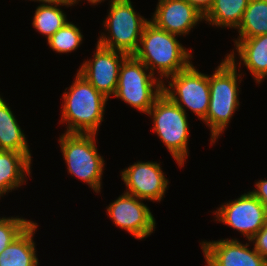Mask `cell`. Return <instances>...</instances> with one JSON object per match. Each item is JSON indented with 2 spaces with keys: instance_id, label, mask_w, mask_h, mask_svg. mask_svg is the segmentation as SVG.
<instances>
[{
  "instance_id": "52a82bcc",
  "label": "cell",
  "mask_w": 267,
  "mask_h": 266,
  "mask_svg": "<svg viewBox=\"0 0 267 266\" xmlns=\"http://www.w3.org/2000/svg\"><path fill=\"white\" fill-rule=\"evenodd\" d=\"M163 84L164 82L156 75L154 77L143 62L134 55H128L121 64L114 96L147 114L163 93Z\"/></svg>"
},
{
  "instance_id": "30bf717a",
  "label": "cell",
  "mask_w": 267,
  "mask_h": 266,
  "mask_svg": "<svg viewBox=\"0 0 267 266\" xmlns=\"http://www.w3.org/2000/svg\"><path fill=\"white\" fill-rule=\"evenodd\" d=\"M143 199L122 193L106 210L113 223L134 238L142 240L155 231L156 221Z\"/></svg>"
},
{
  "instance_id": "6da1fadb",
  "label": "cell",
  "mask_w": 267,
  "mask_h": 266,
  "mask_svg": "<svg viewBox=\"0 0 267 266\" xmlns=\"http://www.w3.org/2000/svg\"><path fill=\"white\" fill-rule=\"evenodd\" d=\"M176 37L149 21L143 29L139 47L133 54L153 75L157 71L162 82L192 63L191 50L184 48Z\"/></svg>"
},
{
  "instance_id": "ba28073f",
  "label": "cell",
  "mask_w": 267,
  "mask_h": 266,
  "mask_svg": "<svg viewBox=\"0 0 267 266\" xmlns=\"http://www.w3.org/2000/svg\"><path fill=\"white\" fill-rule=\"evenodd\" d=\"M163 84V93L186 112L190 109L200 120L208 113L210 90L209 75L201 73L191 63L186 69L171 75Z\"/></svg>"
},
{
  "instance_id": "83f0119b",
  "label": "cell",
  "mask_w": 267,
  "mask_h": 266,
  "mask_svg": "<svg viewBox=\"0 0 267 266\" xmlns=\"http://www.w3.org/2000/svg\"><path fill=\"white\" fill-rule=\"evenodd\" d=\"M31 1H37V2H40V3H51V2H55V1H59V0H31Z\"/></svg>"
},
{
  "instance_id": "4316f807",
  "label": "cell",
  "mask_w": 267,
  "mask_h": 266,
  "mask_svg": "<svg viewBox=\"0 0 267 266\" xmlns=\"http://www.w3.org/2000/svg\"><path fill=\"white\" fill-rule=\"evenodd\" d=\"M70 2L74 4H78L81 0H69ZM88 3L90 4H93V5H96L98 3L101 4L102 1H105V0H86ZM113 1V0H110V2Z\"/></svg>"
},
{
  "instance_id": "9a60e30c",
  "label": "cell",
  "mask_w": 267,
  "mask_h": 266,
  "mask_svg": "<svg viewBox=\"0 0 267 266\" xmlns=\"http://www.w3.org/2000/svg\"><path fill=\"white\" fill-rule=\"evenodd\" d=\"M234 43L240 63L235 59L234 50L226 54L233 64L239 68L242 64L246 66L258 84L264 81V78L267 79V34L253 38L236 39Z\"/></svg>"
},
{
  "instance_id": "d4e9b609",
  "label": "cell",
  "mask_w": 267,
  "mask_h": 266,
  "mask_svg": "<svg viewBox=\"0 0 267 266\" xmlns=\"http://www.w3.org/2000/svg\"><path fill=\"white\" fill-rule=\"evenodd\" d=\"M255 188L254 190H250V192L257 198L259 199L263 205L267 209V179L264 180H259L258 182L255 183Z\"/></svg>"
},
{
  "instance_id": "8fae6325",
  "label": "cell",
  "mask_w": 267,
  "mask_h": 266,
  "mask_svg": "<svg viewBox=\"0 0 267 266\" xmlns=\"http://www.w3.org/2000/svg\"><path fill=\"white\" fill-rule=\"evenodd\" d=\"M127 56L97 43L93 59L84 61L77 72L109 99L116 93L119 70Z\"/></svg>"
},
{
  "instance_id": "ac0fdd59",
  "label": "cell",
  "mask_w": 267,
  "mask_h": 266,
  "mask_svg": "<svg viewBox=\"0 0 267 266\" xmlns=\"http://www.w3.org/2000/svg\"><path fill=\"white\" fill-rule=\"evenodd\" d=\"M0 150L24 153L31 161L32 156L23 130L17 119L0 96Z\"/></svg>"
},
{
  "instance_id": "7402d4cb",
  "label": "cell",
  "mask_w": 267,
  "mask_h": 266,
  "mask_svg": "<svg viewBox=\"0 0 267 266\" xmlns=\"http://www.w3.org/2000/svg\"><path fill=\"white\" fill-rule=\"evenodd\" d=\"M83 41L81 30L72 22H67L61 29L57 30L47 44L51 50L58 53H71L75 51Z\"/></svg>"
},
{
  "instance_id": "ffe728a7",
  "label": "cell",
  "mask_w": 267,
  "mask_h": 266,
  "mask_svg": "<svg viewBox=\"0 0 267 266\" xmlns=\"http://www.w3.org/2000/svg\"><path fill=\"white\" fill-rule=\"evenodd\" d=\"M249 0H214L204 20L211 26L238 29Z\"/></svg>"
},
{
  "instance_id": "5b68a950",
  "label": "cell",
  "mask_w": 267,
  "mask_h": 266,
  "mask_svg": "<svg viewBox=\"0 0 267 266\" xmlns=\"http://www.w3.org/2000/svg\"><path fill=\"white\" fill-rule=\"evenodd\" d=\"M187 113L162 93L147 115L153 119V132L161 139L179 167L188 158L189 122Z\"/></svg>"
},
{
  "instance_id": "44dd1931",
  "label": "cell",
  "mask_w": 267,
  "mask_h": 266,
  "mask_svg": "<svg viewBox=\"0 0 267 266\" xmlns=\"http://www.w3.org/2000/svg\"><path fill=\"white\" fill-rule=\"evenodd\" d=\"M237 30V39L267 34V0H249Z\"/></svg>"
},
{
  "instance_id": "8992f818",
  "label": "cell",
  "mask_w": 267,
  "mask_h": 266,
  "mask_svg": "<svg viewBox=\"0 0 267 266\" xmlns=\"http://www.w3.org/2000/svg\"><path fill=\"white\" fill-rule=\"evenodd\" d=\"M109 5L108 15L103 21L108 32H102L97 43L133 55L139 47L143 29L150 20L135 12L131 0H113Z\"/></svg>"
},
{
  "instance_id": "3957f363",
  "label": "cell",
  "mask_w": 267,
  "mask_h": 266,
  "mask_svg": "<svg viewBox=\"0 0 267 266\" xmlns=\"http://www.w3.org/2000/svg\"><path fill=\"white\" fill-rule=\"evenodd\" d=\"M236 67L226 56L215 68L213 75H209L210 101L208 113L203 122L211 132L210 145L221 136L237 111L236 109H239V89L241 88L238 84L242 81V74Z\"/></svg>"
},
{
  "instance_id": "9c48e42d",
  "label": "cell",
  "mask_w": 267,
  "mask_h": 266,
  "mask_svg": "<svg viewBox=\"0 0 267 266\" xmlns=\"http://www.w3.org/2000/svg\"><path fill=\"white\" fill-rule=\"evenodd\" d=\"M216 221L244 235L254 237L267 224V209L250 191L223 203L216 211Z\"/></svg>"
},
{
  "instance_id": "277c9868",
  "label": "cell",
  "mask_w": 267,
  "mask_h": 266,
  "mask_svg": "<svg viewBox=\"0 0 267 266\" xmlns=\"http://www.w3.org/2000/svg\"><path fill=\"white\" fill-rule=\"evenodd\" d=\"M58 142L69 174L99 193L105 161L96 148V134L63 133Z\"/></svg>"
},
{
  "instance_id": "d6986e66",
  "label": "cell",
  "mask_w": 267,
  "mask_h": 266,
  "mask_svg": "<svg viewBox=\"0 0 267 266\" xmlns=\"http://www.w3.org/2000/svg\"><path fill=\"white\" fill-rule=\"evenodd\" d=\"M61 6L71 7L73 3L69 0H59L51 3H40L36 7L32 26L40 34L45 35L47 39L68 22L66 14L60 8Z\"/></svg>"
},
{
  "instance_id": "7a4b0ae2",
  "label": "cell",
  "mask_w": 267,
  "mask_h": 266,
  "mask_svg": "<svg viewBox=\"0 0 267 266\" xmlns=\"http://www.w3.org/2000/svg\"><path fill=\"white\" fill-rule=\"evenodd\" d=\"M62 117L65 133L97 134L104 121V112L108 98L93 87L78 72L69 91L63 93Z\"/></svg>"
},
{
  "instance_id": "2e32d148",
  "label": "cell",
  "mask_w": 267,
  "mask_h": 266,
  "mask_svg": "<svg viewBox=\"0 0 267 266\" xmlns=\"http://www.w3.org/2000/svg\"><path fill=\"white\" fill-rule=\"evenodd\" d=\"M31 163L24 153L0 150V197L26 182Z\"/></svg>"
},
{
  "instance_id": "484cf974",
  "label": "cell",
  "mask_w": 267,
  "mask_h": 266,
  "mask_svg": "<svg viewBox=\"0 0 267 266\" xmlns=\"http://www.w3.org/2000/svg\"><path fill=\"white\" fill-rule=\"evenodd\" d=\"M186 1L192 6H194L203 15H205L211 8L214 0H186Z\"/></svg>"
},
{
  "instance_id": "7c38bea8",
  "label": "cell",
  "mask_w": 267,
  "mask_h": 266,
  "mask_svg": "<svg viewBox=\"0 0 267 266\" xmlns=\"http://www.w3.org/2000/svg\"><path fill=\"white\" fill-rule=\"evenodd\" d=\"M127 194L143 200L160 202L168 188V179L157 162L137 161L121 171Z\"/></svg>"
},
{
  "instance_id": "cb8c5ba5",
  "label": "cell",
  "mask_w": 267,
  "mask_h": 266,
  "mask_svg": "<svg viewBox=\"0 0 267 266\" xmlns=\"http://www.w3.org/2000/svg\"><path fill=\"white\" fill-rule=\"evenodd\" d=\"M248 242L253 243L254 249L267 260V224Z\"/></svg>"
},
{
  "instance_id": "4fadbf2b",
  "label": "cell",
  "mask_w": 267,
  "mask_h": 266,
  "mask_svg": "<svg viewBox=\"0 0 267 266\" xmlns=\"http://www.w3.org/2000/svg\"><path fill=\"white\" fill-rule=\"evenodd\" d=\"M206 266H267L262 257L249 243L242 244L237 239H221L218 241H202Z\"/></svg>"
},
{
  "instance_id": "e0dca14e",
  "label": "cell",
  "mask_w": 267,
  "mask_h": 266,
  "mask_svg": "<svg viewBox=\"0 0 267 266\" xmlns=\"http://www.w3.org/2000/svg\"><path fill=\"white\" fill-rule=\"evenodd\" d=\"M38 224L32 222L5 250L0 254V266H38L34 233Z\"/></svg>"
},
{
  "instance_id": "603a6c76",
  "label": "cell",
  "mask_w": 267,
  "mask_h": 266,
  "mask_svg": "<svg viewBox=\"0 0 267 266\" xmlns=\"http://www.w3.org/2000/svg\"><path fill=\"white\" fill-rule=\"evenodd\" d=\"M33 221L21 217H0V254Z\"/></svg>"
},
{
  "instance_id": "5bb4252c",
  "label": "cell",
  "mask_w": 267,
  "mask_h": 266,
  "mask_svg": "<svg viewBox=\"0 0 267 266\" xmlns=\"http://www.w3.org/2000/svg\"><path fill=\"white\" fill-rule=\"evenodd\" d=\"M204 15L186 0H158L150 22L177 36H186Z\"/></svg>"
}]
</instances>
